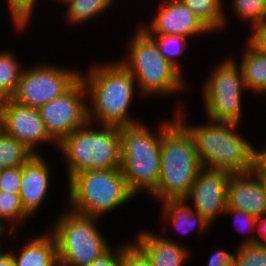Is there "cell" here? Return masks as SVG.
Returning a JSON list of instances; mask_svg holds the SVG:
<instances>
[{
	"mask_svg": "<svg viewBox=\"0 0 266 266\" xmlns=\"http://www.w3.org/2000/svg\"><path fill=\"white\" fill-rule=\"evenodd\" d=\"M96 63L80 74L90 103L89 122L120 128L140 123L129 110L138 90L133 75L118 60Z\"/></svg>",
	"mask_w": 266,
	"mask_h": 266,
	"instance_id": "obj_1",
	"label": "cell"
},
{
	"mask_svg": "<svg viewBox=\"0 0 266 266\" xmlns=\"http://www.w3.org/2000/svg\"><path fill=\"white\" fill-rule=\"evenodd\" d=\"M177 107L175 118L190 132L202 168L227 171L231 174L252 172L255 166V147L240 135L239 124L214 121L188 124L183 107ZM186 122V123H185ZM237 131V132H236Z\"/></svg>",
	"mask_w": 266,
	"mask_h": 266,
	"instance_id": "obj_2",
	"label": "cell"
},
{
	"mask_svg": "<svg viewBox=\"0 0 266 266\" xmlns=\"http://www.w3.org/2000/svg\"><path fill=\"white\" fill-rule=\"evenodd\" d=\"M160 155L161 174L152 198L158 202L185 199L202 164L192 135L175 114L169 121H162Z\"/></svg>",
	"mask_w": 266,
	"mask_h": 266,
	"instance_id": "obj_3",
	"label": "cell"
},
{
	"mask_svg": "<svg viewBox=\"0 0 266 266\" xmlns=\"http://www.w3.org/2000/svg\"><path fill=\"white\" fill-rule=\"evenodd\" d=\"M127 47V56L118 60L134 77L141 97H165L186 90L183 74L159 52L157 44L137 26ZM186 84V85H185Z\"/></svg>",
	"mask_w": 266,
	"mask_h": 266,
	"instance_id": "obj_4",
	"label": "cell"
},
{
	"mask_svg": "<svg viewBox=\"0 0 266 266\" xmlns=\"http://www.w3.org/2000/svg\"><path fill=\"white\" fill-rule=\"evenodd\" d=\"M94 127L88 121L58 144L68 181L86 170L121 168L120 127L99 124Z\"/></svg>",
	"mask_w": 266,
	"mask_h": 266,
	"instance_id": "obj_5",
	"label": "cell"
},
{
	"mask_svg": "<svg viewBox=\"0 0 266 266\" xmlns=\"http://www.w3.org/2000/svg\"><path fill=\"white\" fill-rule=\"evenodd\" d=\"M147 126L138 123L120 128L121 170L135 196L144 191L151 194L161 174L162 121L156 132Z\"/></svg>",
	"mask_w": 266,
	"mask_h": 266,
	"instance_id": "obj_6",
	"label": "cell"
},
{
	"mask_svg": "<svg viewBox=\"0 0 266 266\" xmlns=\"http://www.w3.org/2000/svg\"><path fill=\"white\" fill-rule=\"evenodd\" d=\"M67 184L68 209L97 219L135 198L121 168L86 170L74 175Z\"/></svg>",
	"mask_w": 266,
	"mask_h": 266,
	"instance_id": "obj_7",
	"label": "cell"
},
{
	"mask_svg": "<svg viewBox=\"0 0 266 266\" xmlns=\"http://www.w3.org/2000/svg\"><path fill=\"white\" fill-rule=\"evenodd\" d=\"M64 211L47 230L56 240L59 266H90L112 245L99 231V219Z\"/></svg>",
	"mask_w": 266,
	"mask_h": 266,
	"instance_id": "obj_8",
	"label": "cell"
},
{
	"mask_svg": "<svg viewBox=\"0 0 266 266\" xmlns=\"http://www.w3.org/2000/svg\"><path fill=\"white\" fill-rule=\"evenodd\" d=\"M234 59L233 56H226L214 65L201 92L207 118L240 125L243 117V92L247 89L241 68Z\"/></svg>",
	"mask_w": 266,
	"mask_h": 266,
	"instance_id": "obj_9",
	"label": "cell"
},
{
	"mask_svg": "<svg viewBox=\"0 0 266 266\" xmlns=\"http://www.w3.org/2000/svg\"><path fill=\"white\" fill-rule=\"evenodd\" d=\"M79 71L46 62L27 67L21 73L11 99L27 107L39 109L68 91L80 79Z\"/></svg>",
	"mask_w": 266,
	"mask_h": 266,
	"instance_id": "obj_10",
	"label": "cell"
},
{
	"mask_svg": "<svg viewBox=\"0 0 266 266\" xmlns=\"http://www.w3.org/2000/svg\"><path fill=\"white\" fill-rule=\"evenodd\" d=\"M86 88L81 78L64 94L39 108L50 137L59 144L88 120Z\"/></svg>",
	"mask_w": 266,
	"mask_h": 266,
	"instance_id": "obj_11",
	"label": "cell"
},
{
	"mask_svg": "<svg viewBox=\"0 0 266 266\" xmlns=\"http://www.w3.org/2000/svg\"><path fill=\"white\" fill-rule=\"evenodd\" d=\"M0 128L11 135L33 154L37 144H58L50 137L38 108L27 107L11 98L0 100Z\"/></svg>",
	"mask_w": 266,
	"mask_h": 266,
	"instance_id": "obj_12",
	"label": "cell"
},
{
	"mask_svg": "<svg viewBox=\"0 0 266 266\" xmlns=\"http://www.w3.org/2000/svg\"><path fill=\"white\" fill-rule=\"evenodd\" d=\"M230 176L231 173L227 171L202 168L185 198L210 225L216 218L223 216L227 208Z\"/></svg>",
	"mask_w": 266,
	"mask_h": 266,
	"instance_id": "obj_13",
	"label": "cell"
},
{
	"mask_svg": "<svg viewBox=\"0 0 266 266\" xmlns=\"http://www.w3.org/2000/svg\"><path fill=\"white\" fill-rule=\"evenodd\" d=\"M161 1L150 23L138 24L147 35L176 34L190 39L213 33L181 0Z\"/></svg>",
	"mask_w": 266,
	"mask_h": 266,
	"instance_id": "obj_14",
	"label": "cell"
},
{
	"mask_svg": "<svg viewBox=\"0 0 266 266\" xmlns=\"http://www.w3.org/2000/svg\"><path fill=\"white\" fill-rule=\"evenodd\" d=\"M41 154L33 156L21 166L19 192L24 211L31 217L39 210L52 186L51 167Z\"/></svg>",
	"mask_w": 266,
	"mask_h": 266,
	"instance_id": "obj_15",
	"label": "cell"
},
{
	"mask_svg": "<svg viewBox=\"0 0 266 266\" xmlns=\"http://www.w3.org/2000/svg\"><path fill=\"white\" fill-rule=\"evenodd\" d=\"M131 242L148 258L152 266H183L190 258V250L185 245L149 230L140 231Z\"/></svg>",
	"mask_w": 266,
	"mask_h": 266,
	"instance_id": "obj_16",
	"label": "cell"
},
{
	"mask_svg": "<svg viewBox=\"0 0 266 266\" xmlns=\"http://www.w3.org/2000/svg\"><path fill=\"white\" fill-rule=\"evenodd\" d=\"M227 208L245 211L256 218L266 213V195L259 177L253 171L231 174Z\"/></svg>",
	"mask_w": 266,
	"mask_h": 266,
	"instance_id": "obj_17",
	"label": "cell"
},
{
	"mask_svg": "<svg viewBox=\"0 0 266 266\" xmlns=\"http://www.w3.org/2000/svg\"><path fill=\"white\" fill-rule=\"evenodd\" d=\"M22 247L18 254L11 252L14 266H59L57 243L49 231L33 236Z\"/></svg>",
	"mask_w": 266,
	"mask_h": 266,
	"instance_id": "obj_18",
	"label": "cell"
},
{
	"mask_svg": "<svg viewBox=\"0 0 266 266\" xmlns=\"http://www.w3.org/2000/svg\"><path fill=\"white\" fill-rule=\"evenodd\" d=\"M162 205V218L167 224H172V227L178 232L184 235L190 232V230H196L197 232L205 233L207 228L211 225L197 213L190 204L188 205L185 199L181 200H166L160 202ZM169 220V221H168Z\"/></svg>",
	"mask_w": 266,
	"mask_h": 266,
	"instance_id": "obj_19",
	"label": "cell"
},
{
	"mask_svg": "<svg viewBox=\"0 0 266 266\" xmlns=\"http://www.w3.org/2000/svg\"><path fill=\"white\" fill-rule=\"evenodd\" d=\"M240 63L246 89L264 95L266 93V55L258 52L248 42Z\"/></svg>",
	"mask_w": 266,
	"mask_h": 266,
	"instance_id": "obj_20",
	"label": "cell"
},
{
	"mask_svg": "<svg viewBox=\"0 0 266 266\" xmlns=\"http://www.w3.org/2000/svg\"><path fill=\"white\" fill-rule=\"evenodd\" d=\"M61 5H67L65 10L66 19L70 24L80 25L89 22L98 14L102 15L105 11L111 9L115 0H57Z\"/></svg>",
	"mask_w": 266,
	"mask_h": 266,
	"instance_id": "obj_21",
	"label": "cell"
},
{
	"mask_svg": "<svg viewBox=\"0 0 266 266\" xmlns=\"http://www.w3.org/2000/svg\"><path fill=\"white\" fill-rule=\"evenodd\" d=\"M212 32L228 24L223 0H181Z\"/></svg>",
	"mask_w": 266,
	"mask_h": 266,
	"instance_id": "obj_22",
	"label": "cell"
},
{
	"mask_svg": "<svg viewBox=\"0 0 266 266\" xmlns=\"http://www.w3.org/2000/svg\"><path fill=\"white\" fill-rule=\"evenodd\" d=\"M13 51H0V100L11 98L17 89L23 66Z\"/></svg>",
	"mask_w": 266,
	"mask_h": 266,
	"instance_id": "obj_23",
	"label": "cell"
},
{
	"mask_svg": "<svg viewBox=\"0 0 266 266\" xmlns=\"http://www.w3.org/2000/svg\"><path fill=\"white\" fill-rule=\"evenodd\" d=\"M32 156L28 148L0 128V168L22 166Z\"/></svg>",
	"mask_w": 266,
	"mask_h": 266,
	"instance_id": "obj_24",
	"label": "cell"
},
{
	"mask_svg": "<svg viewBox=\"0 0 266 266\" xmlns=\"http://www.w3.org/2000/svg\"><path fill=\"white\" fill-rule=\"evenodd\" d=\"M29 218L23 209L19 193L0 191V220L6 226L9 225L10 230L16 232L19 223L24 224Z\"/></svg>",
	"mask_w": 266,
	"mask_h": 266,
	"instance_id": "obj_25",
	"label": "cell"
},
{
	"mask_svg": "<svg viewBox=\"0 0 266 266\" xmlns=\"http://www.w3.org/2000/svg\"><path fill=\"white\" fill-rule=\"evenodd\" d=\"M158 47L159 52L175 66L182 74V63L179 62V57L184 53L189 45V38L182 35H148Z\"/></svg>",
	"mask_w": 266,
	"mask_h": 266,
	"instance_id": "obj_26",
	"label": "cell"
},
{
	"mask_svg": "<svg viewBox=\"0 0 266 266\" xmlns=\"http://www.w3.org/2000/svg\"><path fill=\"white\" fill-rule=\"evenodd\" d=\"M232 3L233 13L240 21L250 22L251 28L266 21V0H234Z\"/></svg>",
	"mask_w": 266,
	"mask_h": 266,
	"instance_id": "obj_27",
	"label": "cell"
},
{
	"mask_svg": "<svg viewBox=\"0 0 266 266\" xmlns=\"http://www.w3.org/2000/svg\"><path fill=\"white\" fill-rule=\"evenodd\" d=\"M7 8L10 11L13 27L17 31H24L34 15L38 0H6Z\"/></svg>",
	"mask_w": 266,
	"mask_h": 266,
	"instance_id": "obj_28",
	"label": "cell"
},
{
	"mask_svg": "<svg viewBox=\"0 0 266 266\" xmlns=\"http://www.w3.org/2000/svg\"><path fill=\"white\" fill-rule=\"evenodd\" d=\"M233 266H266V246L239 245L234 254Z\"/></svg>",
	"mask_w": 266,
	"mask_h": 266,
	"instance_id": "obj_29",
	"label": "cell"
},
{
	"mask_svg": "<svg viewBox=\"0 0 266 266\" xmlns=\"http://www.w3.org/2000/svg\"><path fill=\"white\" fill-rule=\"evenodd\" d=\"M233 216L234 218V224L237 228V230L241 231L242 233H248L246 238H244L239 245H249V244H255V232H256V222L257 218L245 211L233 209V208H226L224 215L226 216ZM247 229H246V228ZM252 235H251V234ZM254 234V235H253Z\"/></svg>",
	"mask_w": 266,
	"mask_h": 266,
	"instance_id": "obj_30",
	"label": "cell"
},
{
	"mask_svg": "<svg viewBox=\"0 0 266 266\" xmlns=\"http://www.w3.org/2000/svg\"><path fill=\"white\" fill-rule=\"evenodd\" d=\"M21 189V166L5 168L0 175V191L19 193Z\"/></svg>",
	"mask_w": 266,
	"mask_h": 266,
	"instance_id": "obj_31",
	"label": "cell"
},
{
	"mask_svg": "<svg viewBox=\"0 0 266 266\" xmlns=\"http://www.w3.org/2000/svg\"><path fill=\"white\" fill-rule=\"evenodd\" d=\"M126 241L120 244L116 250L110 247L105 253L99 256L90 266H120L124 250L131 244ZM115 251V252H114Z\"/></svg>",
	"mask_w": 266,
	"mask_h": 266,
	"instance_id": "obj_32",
	"label": "cell"
},
{
	"mask_svg": "<svg viewBox=\"0 0 266 266\" xmlns=\"http://www.w3.org/2000/svg\"><path fill=\"white\" fill-rule=\"evenodd\" d=\"M120 266H152L148 258L131 243L123 252Z\"/></svg>",
	"mask_w": 266,
	"mask_h": 266,
	"instance_id": "obj_33",
	"label": "cell"
},
{
	"mask_svg": "<svg viewBox=\"0 0 266 266\" xmlns=\"http://www.w3.org/2000/svg\"><path fill=\"white\" fill-rule=\"evenodd\" d=\"M250 29V36L246 41L258 52L266 55V21Z\"/></svg>",
	"mask_w": 266,
	"mask_h": 266,
	"instance_id": "obj_34",
	"label": "cell"
},
{
	"mask_svg": "<svg viewBox=\"0 0 266 266\" xmlns=\"http://www.w3.org/2000/svg\"><path fill=\"white\" fill-rule=\"evenodd\" d=\"M234 253L228 252L226 249H216L210 255L207 266H233Z\"/></svg>",
	"mask_w": 266,
	"mask_h": 266,
	"instance_id": "obj_35",
	"label": "cell"
},
{
	"mask_svg": "<svg viewBox=\"0 0 266 266\" xmlns=\"http://www.w3.org/2000/svg\"><path fill=\"white\" fill-rule=\"evenodd\" d=\"M258 231V232H257ZM255 244L266 246V213L257 218ZM260 237H258L259 235Z\"/></svg>",
	"mask_w": 266,
	"mask_h": 266,
	"instance_id": "obj_36",
	"label": "cell"
},
{
	"mask_svg": "<svg viewBox=\"0 0 266 266\" xmlns=\"http://www.w3.org/2000/svg\"><path fill=\"white\" fill-rule=\"evenodd\" d=\"M254 173H266V147L255 149Z\"/></svg>",
	"mask_w": 266,
	"mask_h": 266,
	"instance_id": "obj_37",
	"label": "cell"
},
{
	"mask_svg": "<svg viewBox=\"0 0 266 266\" xmlns=\"http://www.w3.org/2000/svg\"><path fill=\"white\" fill-rule=\"evenodd\" d=\"M0 266H14L11 250H8L0 256Z\"/></svg>",
	"mask_w": 266,
	"mask_h": 266,
	"instance_id": "obj_38",
	"label": "cell"
},
{
	"mask_svg": "<svg viewBox=\"0 0 266 266\" xmlns=\"http://www.w3.org/2000/svg\"><path fill=\"white\" fill-rule=\"evenodd\" d=\"M7 229L9 231H7ZM9 232V233H8ZM5 234H15V232H13L12 230H10L9 226H6L1 220H0V239L3 238V236L5 237Z\"/></svg>",
	"mask_w": 266,
	"mask_h": 266,
	"instance_id": "obj_39",
	"label": "cell"
},
{
	"mask_svg": "<svg viewBox=\"0 0 266 266\" xmlns=\"http://www.w3.org/2000/svg\"><path fill=\"white\" fill-rule=\"evenodd\" d=\"M255 174L259 177L264 189V193L266 195V173H255Z\"/></svg>",
	"mask_w": 266,
	"mask_h": 266,
	"instance_id": "obj_40",
	"label": "cell"
},
{
	"mask_svg": "<svg viewBox=\"0 0 266 266\" xmlns=\"http://www.w3.org/2000/svg\"><path fill=\"white\" fill-rule=\"evenodd\" d=\"M3 240L2 239H0V256L2 255V254H4L5 253V251L3 252V242H2Z\"/></svg>",
	"mask_w": 266,
	"mask_h": 266,
	"instance_id": "obj_41",
	"label": "cell"
}]
</instances>
